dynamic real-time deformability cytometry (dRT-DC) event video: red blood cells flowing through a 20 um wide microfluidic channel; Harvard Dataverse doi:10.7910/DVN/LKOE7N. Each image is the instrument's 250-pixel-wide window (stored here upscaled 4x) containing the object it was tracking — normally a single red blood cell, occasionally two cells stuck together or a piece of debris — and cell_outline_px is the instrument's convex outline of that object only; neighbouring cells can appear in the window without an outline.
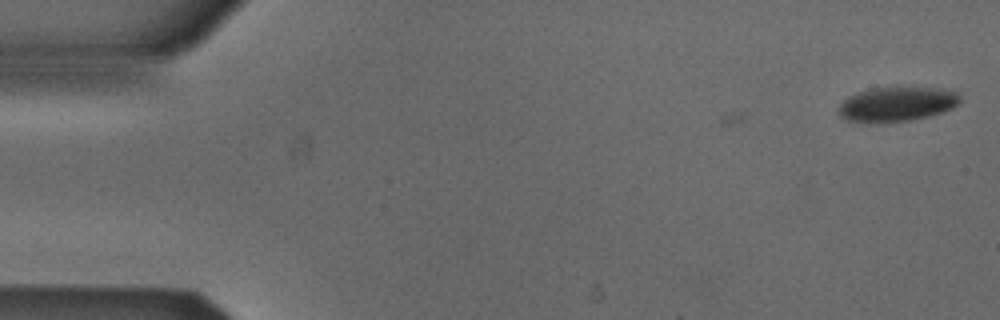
{"species": "Egyptian fruit bat (a non-hibernating species)", "species_latin": "Rousettus aegyptiacus", "temperature_condition": "cold", "stored_images_in_passage": 4, "camera_frame_rate_fps": 3000, "um_per_image_px": 0.085, "animal": {"sex": "male"}, "frame": {"image": 1, "passage_image": 4, "time_ms": 1.0, "image_size_px": [1000, 320], "cell_outline_px": [[960, 104], [952, 108], [928, 116], [912, 120], [848, 120], [840, 116], [840, 104], [848, 96], [860, 92], [876, 88], [932, 88], [956, 92], [960, 96]], "centroid_in_image_um": [76.29, 8.82], "position_along_channel_um": 8.7, "area_um2": 23.24}}